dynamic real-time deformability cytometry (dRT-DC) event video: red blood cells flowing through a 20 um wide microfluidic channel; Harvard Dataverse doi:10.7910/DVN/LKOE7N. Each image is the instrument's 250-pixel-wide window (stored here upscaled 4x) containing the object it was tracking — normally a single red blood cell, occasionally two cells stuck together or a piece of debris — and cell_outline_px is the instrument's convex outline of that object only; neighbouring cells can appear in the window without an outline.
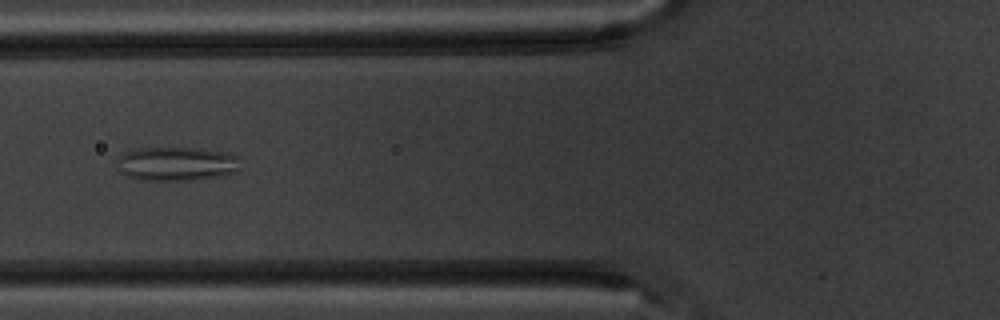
{"species": "common noctule bat (a hibernating species)", "species_latin": "Nyctalus noctula", "temperature_condition": "warm", "stored_images_in_passage": 9, "camera_frame_rate_fps": 3000, "um_per_image_px": 0.085, "animal": {"sex": "male", "body_mass_g": 20.1, "forearm_length_mm": 53.5}, "frame": {"image": 1, "passage_image": 7, "time_ms": 6.667, "image_size_px": [1000, 320], "cell_outline_px": [[240, 172], [224, 176], [192, 180], [136, 180], [124, 176], [120, 172], [120, 156], [124, 152], [136, 148], [200, 148], [224, 152], [236, 156], [240, 168]], "centroid_in_image_um": [15.04, 13.94], "position_along_channel_um": 110.8, "area_um2": 24.62}}
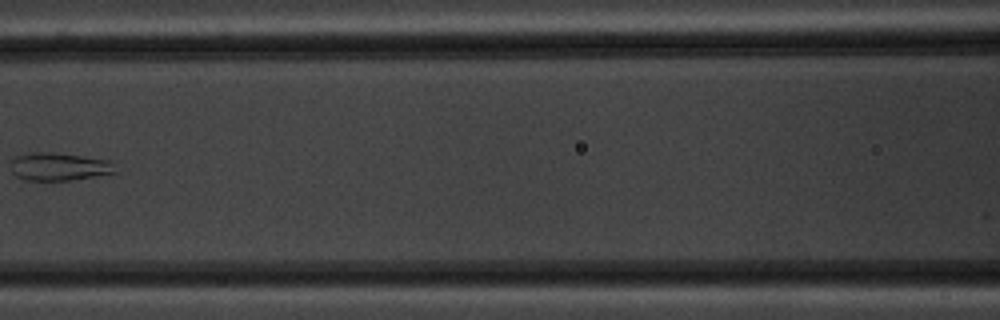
{"frame": {"image": 2, "passage_image": 8, "time_ms": 8.0, "image_size_px": [1000, 320], "cell_outline_px": [[116, 172], [72, 180], [24, 180], [16, 176], [12, 172], [12, 160], [16, 156], [32, 152], [48, 152], [112, 160]], "centroid_in_image_um": [5.01, 14.16], "position_along_channel_um": 161.6, "area_um2": 16.82}}
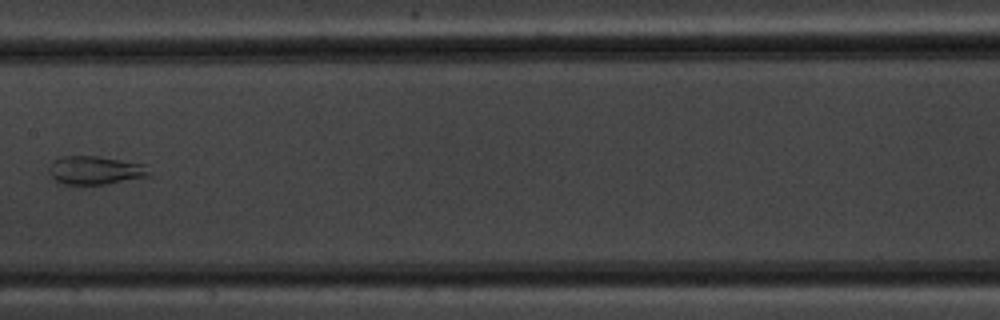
{"frame": {"image": 3, "passage_image": 9, "time_ms": 9.0, "image_size_px": [1000, 320], "cell_outline_px": [[152, 176], [104, 184], [56, 184], [48, 172], [48, 168], [52, 160], [60, 156], [100, 156], [144, 164], [152, 172]], "centroid_in_image_um": [8.07, 14.47], "position_along_channel_um": 199.3, "area_um2": 16.99}}